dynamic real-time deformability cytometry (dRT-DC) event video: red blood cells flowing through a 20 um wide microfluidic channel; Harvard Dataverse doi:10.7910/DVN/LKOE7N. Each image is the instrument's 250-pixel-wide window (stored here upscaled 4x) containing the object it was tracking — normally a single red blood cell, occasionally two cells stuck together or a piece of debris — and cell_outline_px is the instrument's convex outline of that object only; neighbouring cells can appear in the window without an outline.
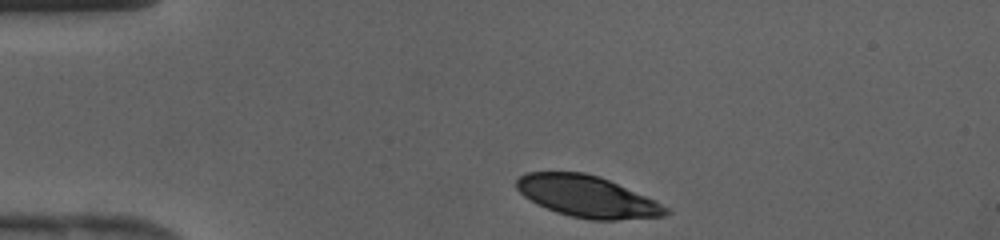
{"species": "human", "species_latin": "Homo sapiens", "temperature_condition": "cold", "stored_images_in_passage": 29, "camera_frame_rate_fps": 3000, "um_per_image_px": 0.085, "donor": {"sex": "female"}, "frame": {"image": 1, "passage_image": 1, "time_ms": 0.0, "image_size_px": [1000, 240], "cell_outline_px": [[672, 212], [664, 216], [616, 220], [592, 220], [572, 216], [556, 212], [536, 204], [524, 196], [516, 188], [516, 180], [520, 176], [528, 172], [584, 172], [600, 176], [656, 200], [672, 208]], "centroid_in_image_um": [49.96, 16.71], "position_along_channel_um": 35.0, "area_um2": 36.3}}
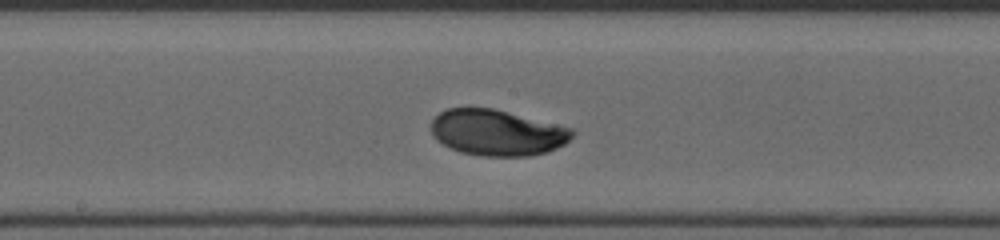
{"frame": {"image": 2, "passage_image": 15, "time_ms": 4.667, "image_size_px": [1000, 240], "cell_outline_px": [[576, 132], [564, 144], [548, 152], [528, 156], [480, 156], [460, 152], [436, 140], [432, 136], [432, 120], [440, 112], [448, 108], [492, 108], [572, 128]], "centroid_in_image_um": [42.25, 11.28], "position_along_channel_um": 205.9, "area_um2": 37.63}}
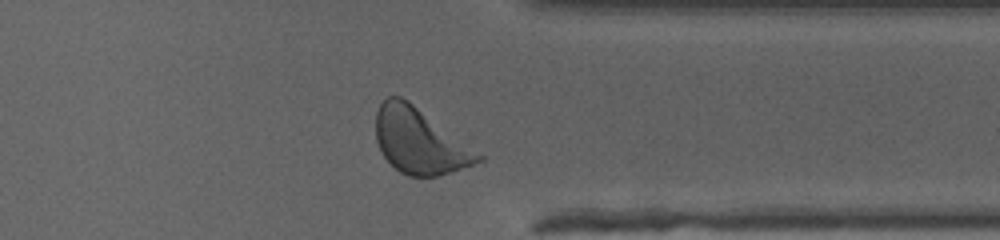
{"frame": {"image": 3, "passage_image": 26, "time_ms": 8.333, "image_size_px": [1000, 240], "cell_outline_px": [[484, 160], [452, 172], [440, 176], [408, 176], [400, 172], [384, 156], [376, 140], [376, 112], [380, 104], [388, 96], [400, 96], [408, 100], [484, 156]], "centroid_in_image_um": [35.66, 11.99], "position_along_channel_um": 375.7, "area_um2": 38.55}}